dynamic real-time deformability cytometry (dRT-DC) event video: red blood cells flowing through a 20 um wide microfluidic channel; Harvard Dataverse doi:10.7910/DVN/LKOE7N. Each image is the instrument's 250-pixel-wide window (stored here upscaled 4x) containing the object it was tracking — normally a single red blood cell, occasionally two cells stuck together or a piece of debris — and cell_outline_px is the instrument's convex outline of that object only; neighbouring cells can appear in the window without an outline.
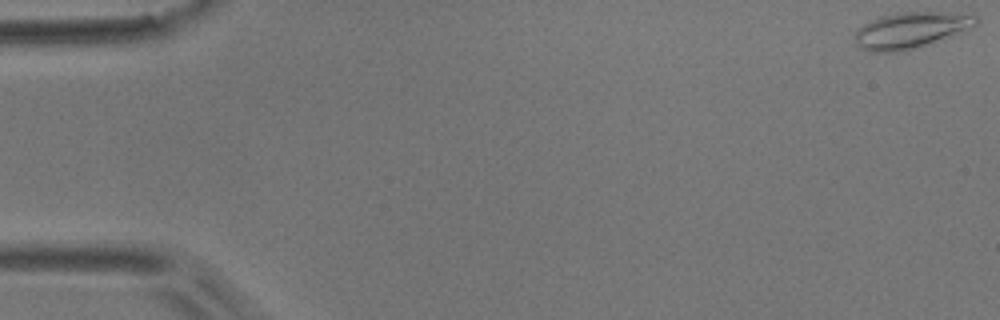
{"species": "common noctule bat (a hibernating species)", "species_latin": "Nyctalus noctula", "temperature_condition": "room temperature", "stored_images_in_passage": 55, "camera_frame_rate_fps": 3000, "um_per_image_px": 0.085, "animal": {"sex": "male", "body_mass_g": 17.9}, "frame": {"image": 1, "passage_image": 1, "time_ms": 0.0, "image_size_px": [1000, 320], "cell_outline_px": [[980, 20], [976, 24], [916, 48], [900, 52], [868, 52], [860, 48], [856, 44], [856, 28], [880, 16], [896, 12], [960, 12], [976, 16]], "centroid_in_image_um": [77.34, 2.55], "position_along_channel_um": 7.7, "area_um2": 25.14}}
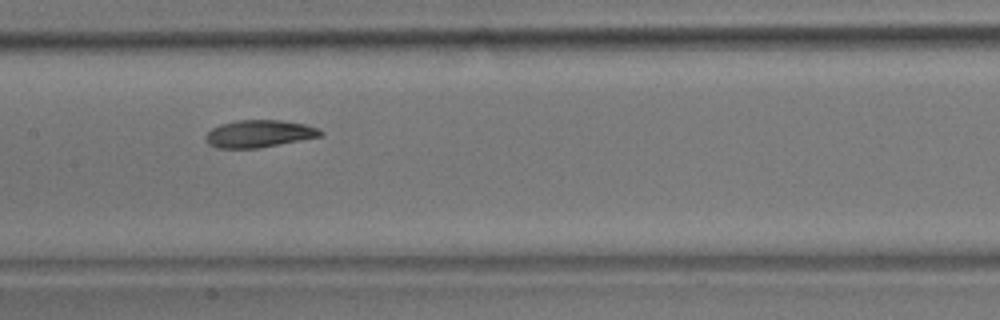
{"frame": {"image": 2, "passage_image": 27, "time_ms": 8.667, "image_size_px": [1000, 320], "cell_outline_px": [[324, 132], [320, 136], [300, 140], [256, 148], [216, 148], [208, 144], [204, 140], [204, 136], [212, 128], [220, 124], [236, 120], [280, 120], [304, 124], [316, 128]], "centroid_in_image_um": [21.95, 11.36], "position_along_channel_um": 185.5, "area_um2": 18.15}}
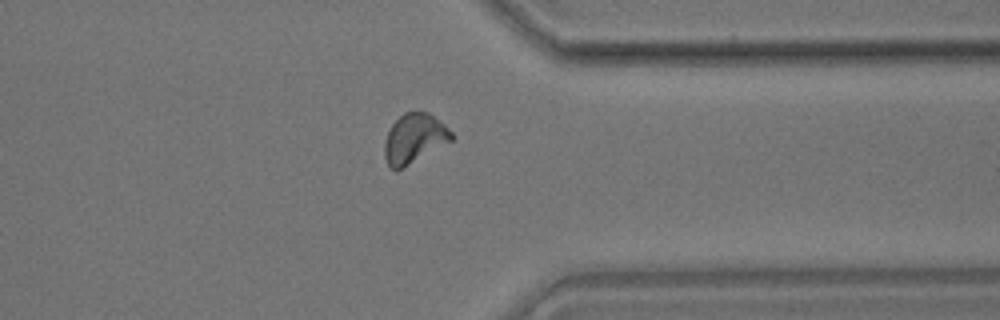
{"frame": {"image": 3, "passage_image": 43, "time_ms": 14.0, "image_size_px": [1000, 320], "cell_outline_px": [[452, 140], [396, 172], [388, 164], [384, 156], [384, 140], [392, 124], [404, 112], [428, 112], [444, 124], [452, 132]], "centroid_in_image_um": [35.19, 11.78], "position_along_channel_um": 376.2, "area_um2": 19.13}, "authors_computed_cell_mechanics": {"area_um2": 18.785, "velocity_mm_per_s": 3.6773, "shape_relaxation_time_tau1_ms": 4.8366, "shape_relaxation_time_tau2_ms": 2.5139, "deformation_change_tau1": 0.1607, "deformation_change_tau2": 0.0763}}